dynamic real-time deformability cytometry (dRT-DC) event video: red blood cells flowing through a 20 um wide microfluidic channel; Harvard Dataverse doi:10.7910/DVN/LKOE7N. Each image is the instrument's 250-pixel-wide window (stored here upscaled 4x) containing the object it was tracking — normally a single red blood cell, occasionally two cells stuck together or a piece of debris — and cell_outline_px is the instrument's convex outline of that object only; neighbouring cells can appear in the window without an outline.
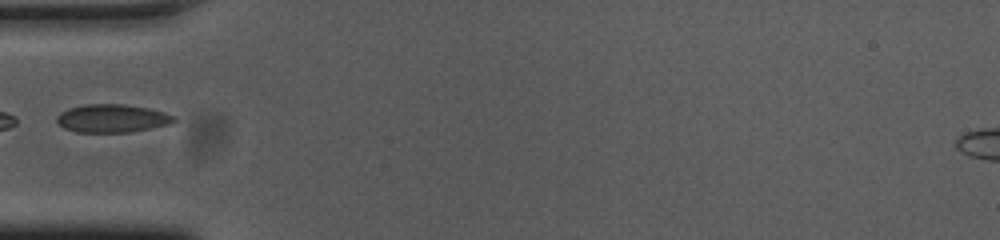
{"species": "common noctule bat (a hibernating species)", "species_latin": "Nyctalus noctula", "temperature_condition": "cold", "stored_images_in_passage": 6, "camera_frame_rate_fps": 3000, "um_per_image_px": 0.085, "animal": {"sex": "female", "body_mass_g": 23.0, "forearm_length_mm": 53.4}, "frame": {"image": 1, "passage_image": 1, "time_ms": 0.0, "image_size_px": [1000, 240], "cell_outline_px": [[176, 120], [168, 124], [128, 132], [76, 132], [64, 128], [56, 124], [56, 116], [60, 112], [68, 108], [84, 104], [124, 104], [148, 108], [164, 112], [176, 116]], "centroid_in_image_um": [9.47, 10.05], "position_along_channel_um": 75.5, "area_um2": 19.25}}